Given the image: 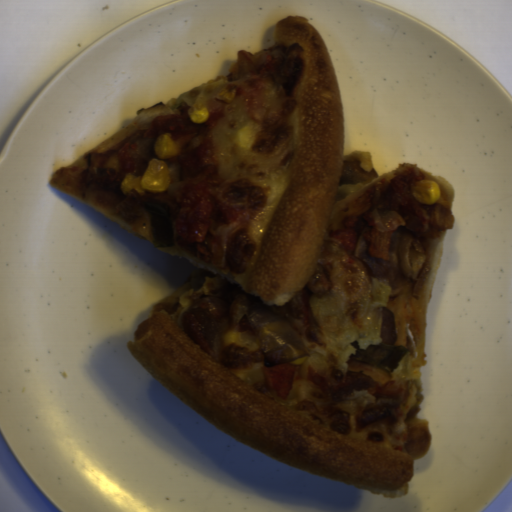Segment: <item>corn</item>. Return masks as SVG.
Wrapping results in <instances>:
<instances>
[{
  "mask_svg": "<svg viewBox=\"0 0 512 512\" xmlns=\"http://www.w3.org/2000/svg\"><path fill=\"white\" fill-rule=\"evenodd\" d=\"M170 184L171 175L167 163L162 159L151 158L141 175L125 173L120 187L126 198L133 190L140 196L147 192L159 194L168 191Z\"/></svg>",
  "mask_w": 512,
  "mask_h": 512,
  "instance_id": "51d56268",
  "label": "corn"
},
{
  "mask_svg": "<svg viewBox=\"0 0 512 512\" xmlns=\"http://www.w3.org/2000/svg\"><path fill=\"white\" fill-rule=\"evenodd\" d=\"M410 194L419 204L432 205L439 200L441 191L437 182L424 179L411 184Z\"/></svg>",
  "mask_w": 512,
  "mask_h": 512,
  "instance_id": "f1292c28",
  "label": "corn"
},
{
  "mask_svg": "<svg viewBox=\"0 0 512 512\" xmlns=\"http://www.w3.org/2000/svg\"><path fill=\"white\" fill-rule=\"evenodd\" d=\"M153 149L158 159H168L178 155L181 146L179 142L168 133H161L155 139Z\"/></svg>",
  "mask_w": 512,
  "mask_h": 512,
  "instance_id": "5cfa1b94",
  "label": "corn"
},
{
  "mask_svg": "<svg viewBox=\"0 0 512 512\" xmlns=\"http://www.w3.org/2000/svg\"><path fill=\"white\" fill-rule=\"evenodd\" d=\"M187 115L195 125H203L210 118L207 107L199 101L190 106L187 110Z\"/></svg>",
  "mask_w": 512,
  "mask_h": 512,
  "instance_id": "cfcad685",
  "label": "corn"
}]
</instances>
